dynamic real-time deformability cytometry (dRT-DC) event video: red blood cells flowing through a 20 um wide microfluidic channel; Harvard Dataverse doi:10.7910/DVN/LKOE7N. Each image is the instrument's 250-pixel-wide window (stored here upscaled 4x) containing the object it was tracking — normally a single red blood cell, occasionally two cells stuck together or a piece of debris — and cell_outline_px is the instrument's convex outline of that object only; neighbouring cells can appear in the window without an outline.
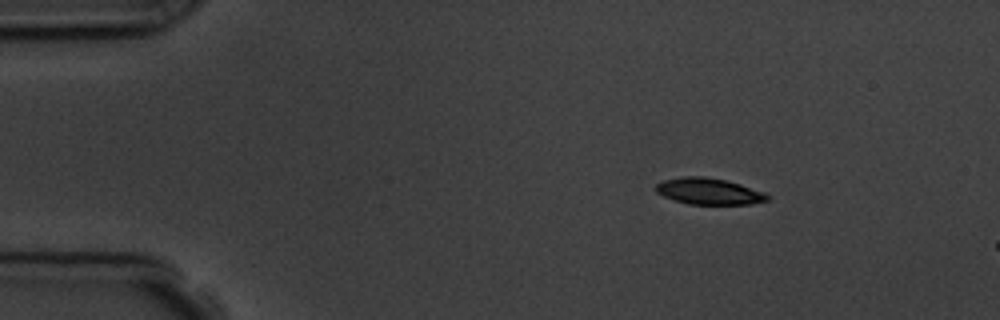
{"species": "common noctule bat (a hibernating species)", "species_latin": "Nyctalus noctula", "temperature_condition": "room temperature", "stored_images_in_passage": 4, "camera_frame_rate_fps": 3000, "um_per_image_px": 0.085, "animal": {"sex": "male", "body_mass_g": 19.5, "forearm_length_mm": 54.6}, "frame": {"image": 1, "passage_image": 2, "time_ms": 1.0, "image_size_px": [1000, 320], "cell_outline_px": [[772, 196], [768, 200], [752, 204], [688, 204], [664, 196], [656, 192], [656, 184], [664, 180], [684, 176], [704, 176], [724, 180], [740, 184], [764, 192]], "centroid_in_image_um": [60.28, 16.26], "position_along_channel_um": 24.7, "area_um2": 17.05}}